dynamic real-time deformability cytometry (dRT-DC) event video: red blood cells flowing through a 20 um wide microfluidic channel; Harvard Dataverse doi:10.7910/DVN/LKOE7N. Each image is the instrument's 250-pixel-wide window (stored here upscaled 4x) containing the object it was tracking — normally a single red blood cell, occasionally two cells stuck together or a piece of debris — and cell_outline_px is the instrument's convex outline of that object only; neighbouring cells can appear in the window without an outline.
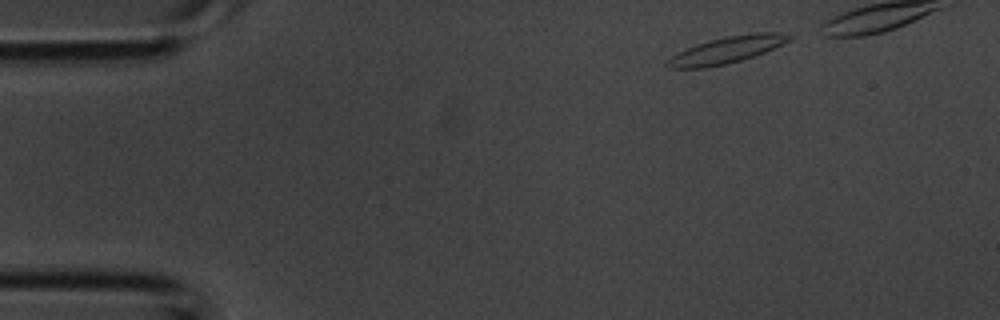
{"species": "common noctule bat (a hibernating species)", "species_latin": "Nyctalus noctula", "temperature_condition": "room temperature", "stored_images_in_passage": 5, "camera_frame_rate_fps": 3000, "um_per_image_px": 0.085, "animal": {"sex": "male", "body_mass_g": 20.1, "forearm_length_mm": 53.5}, "frame": {"image": 1, "passage_image": 1, "time_ms": 0.0, "image_size_px": [1000, 320], "cell_outline_px": [[796, 36], [792, 40], [784, 44], [764, 52], [740, 60], [708, 68], [668, 68], [664, 64], [664, 60], [676, 52], [696, 44], [728, 36], [756, 32], [780, 32]], "centroid_in_image_um": [61.76, 4.24], "position_along_channel_um": 23.2, "area_um2": 19.13}}
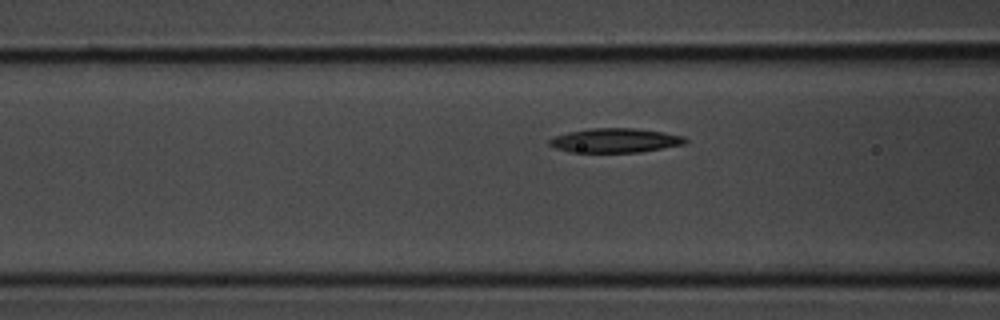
{"frame": {"image": 2, "passage_image": 5, "time_ms": 1.333, "image_size_px": [1000, 320], "cell_outline_px": [[688, 140], [684, 144], [640, 152], [568, 152], [556, 148], [548, 144], [548, 140], [556, 136], [568, 132], [592, 128], [636, 128], [664, 132], [684, 136]], "centroid_in_image_um": [52.29, 11.93], "position_along_channel_um": 114.3, "area_um2": 19.19}}